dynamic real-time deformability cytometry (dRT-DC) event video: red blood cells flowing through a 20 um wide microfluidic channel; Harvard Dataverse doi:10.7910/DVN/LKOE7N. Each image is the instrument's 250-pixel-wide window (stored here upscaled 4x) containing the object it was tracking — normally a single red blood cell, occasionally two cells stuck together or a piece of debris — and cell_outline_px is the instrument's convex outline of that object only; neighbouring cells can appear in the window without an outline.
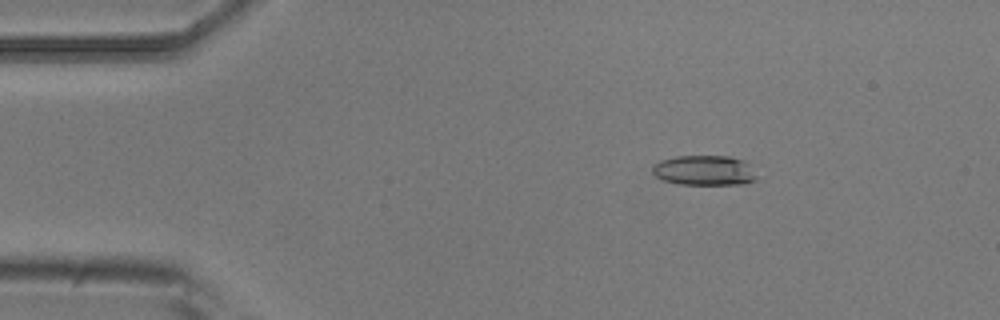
{"species": "common noctule bat (a hibernating species)", "species_latin": "Nyctalus noctula", "temperature_condition": "room temperature", "stored_images_in_passage": 52, "camera_frame_rate_fps": 3000, "um_per_image_px": 0.085, "animal": {"sex": "male", "body_mass_g": 20.5, "forearm_length_mm": 52.5}, "frame": {"image": 1, "passage_image": 6, "time_ms": 1.667, "image_size_px": [1000, 320], "cell_outline_px": [[756, 180], [744, 184], [680, 184], [664, 180], [656, 176], [652, 172], [652, 168], [660, 160], [676, 156], [728, 156], [744, 160], [748, 164], [756, 176]], "centroid_in_image_um": [59.87, 14.48], "position_along_channel_um": 25.1, "area_um2": 18.09}}
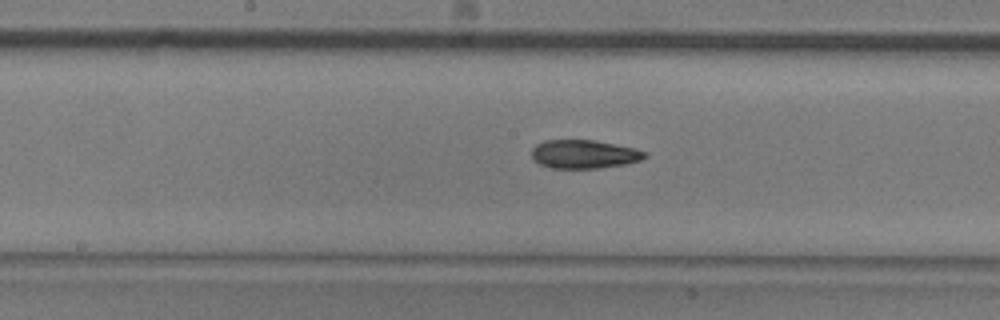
{"frame": {"image": 2, "passage_image": 25, "time_ms": 8.0, "image_size_px": [1000, 320], "cell_outline_px": [[648, 156], [640, 160], [624, 164], [600, 168], [548, 168], [540, 164], [532, 156], [532, 148], [536, 144], [544, 140], [592, 140], [636, 148], [648, 152]], "centroid_in_image_um": [49.66, 13.1], "position_along_channel_um": 198.5, "area_um2": 18.84}}
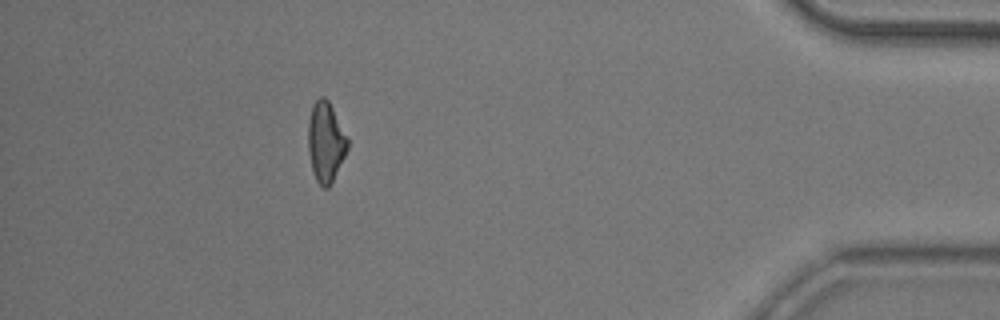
{"frame": {"image": 3, "passage_image": 46, "time_ms": 15.0, "image_size_px": [1000, 320], "cell_outline_px": [[348, 148], [328, 188], [324, 188], [316, 180], [312, 168], [308, 148], [308, 120], [312, 104], [320, 96], [324, 96], [328, 100], [348, 136]], "centroid_in_image_um": [27.68, 12.01], "position_along_channel_um": 407.5, "area_um2": 18.26}, "authors_computed_cell_mechanics": {"area_um2": 18.785, "velocity_mm_per_s": 3.7403, "shape_relaxation_time_tau1_ms": 5.1664, "shape_relaxation_time_tau2_ms": 4.8763, "deformation_change_tau1": 0.146, "deformation_change_tau2": 0.1379}}